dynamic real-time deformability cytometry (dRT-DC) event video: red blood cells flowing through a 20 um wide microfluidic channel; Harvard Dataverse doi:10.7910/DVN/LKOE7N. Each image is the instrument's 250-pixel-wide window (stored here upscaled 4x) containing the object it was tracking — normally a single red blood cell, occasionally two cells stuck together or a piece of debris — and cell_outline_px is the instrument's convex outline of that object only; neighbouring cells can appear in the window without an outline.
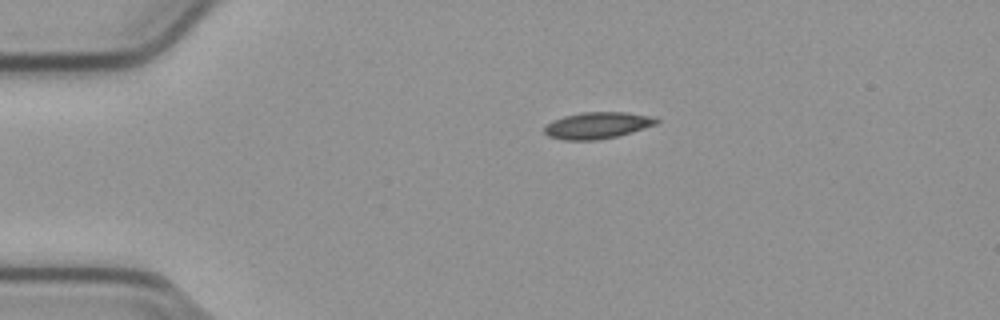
{"species": "common noctule bat (a hibernating species)", "species_latin": "Nyctalus noctula", "temperature_condition": "cold", "stored_images_in_passage": 44, "camera_frame_rate_fps": 3000, "um_per_image_px": 0.085, "animal": {"sex": "male", "body_mass_g": 23.1, "forearm_length_mm": 52.7}, "frame": {"image": 1, "passage_image": 1, "time_ms": 0.0, "image_size_px": [1000, 320], "cell_outline_px": [[660, 120], [656, 124], [632, 132], [616, 136], [596, 140], [564, 140], [548, 136], [544, 132], [544, 128], [552, 120], [564, 116], [580, 112], [624, 112], [656, 116]], "centroid_in_image_um": [50.79, 10.65], "position_along_channel_um": 34.2, "area_um2": 17.4}}
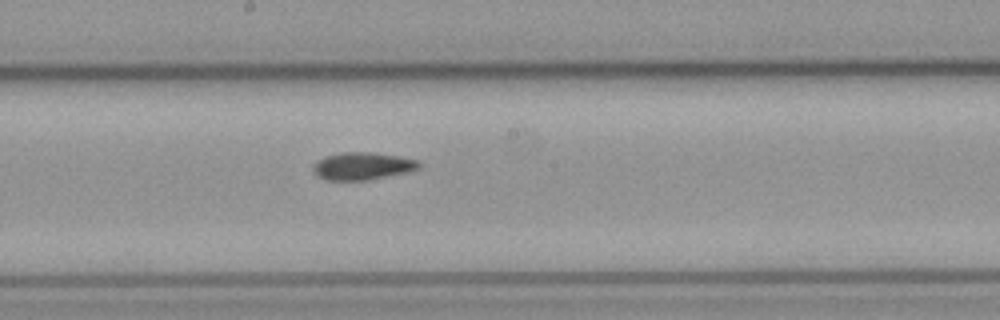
{"frame": {"image": 2, "passage_image": 19, "time_ms": 6.0, "image_size_px": [1000, 320], "cell_outline_px": [[420, 168], [408, 172], [368, 180], [328, 180], [316, 176], [312, 168], [324, 156], [340, 152], [368, 152], [396, 156], [416, 160], [420, 164]], "centroid_in_image_um": [30.79, 14.12], "position_along_channel_um": 217.4, "area_um2": 16.76}}
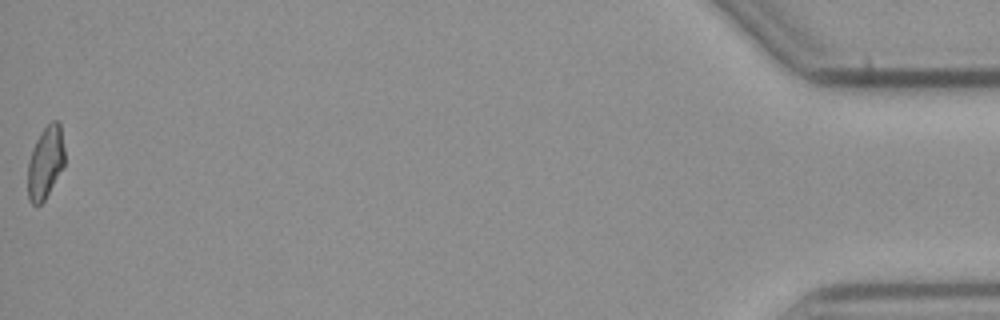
{"frame": {"image": 3, "passage_image": 44, "time_ms": 14.333, "image_size_px": [1000, 320], "cell_outline_px": [[64, 164], [44, 200], [40, 204], [32, 204], [28, 200], [28, 160], [32, 148], [40, 132], [52, 120], [60, 120], [64, 148]], "centroid_in_image_um": [3.85, 13.76], "position_along_channel_um": 431.3, "area_um2": 15.49}, "authors_computed_cell_mechanics": {"area_um2": 16.6464, "velocity_mm_per_s": 3.7943, "shape_relaxation_time_tau1_ms": null, "shape_relaxation_time_tau2_ms": 5.1813, "deformation_change_tau1": null, "deformation_change_tau2": 0.1037}}